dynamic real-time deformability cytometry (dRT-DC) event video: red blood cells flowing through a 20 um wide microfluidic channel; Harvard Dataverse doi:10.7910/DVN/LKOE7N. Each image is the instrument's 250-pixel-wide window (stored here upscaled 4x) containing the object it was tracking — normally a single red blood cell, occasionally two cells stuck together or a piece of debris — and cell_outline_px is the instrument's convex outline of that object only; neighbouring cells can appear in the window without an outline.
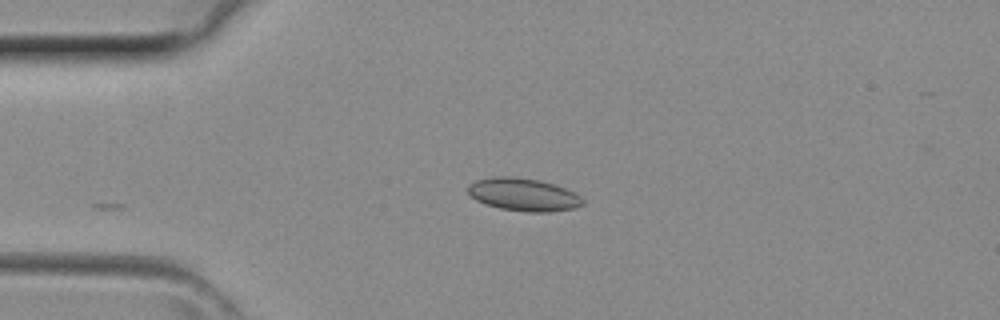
{"species": "common noctule bat (a hibernating species)", "species_latin": "Nyctalus noctula", "temperature_condition": "room temperature", "stored_images_in_passage": 2, "camera_frame_rate_fps": 3000, "um_per_image_px": 0.085, "animal": {"sex": "female", "body_mass_g": 29.2, "forearm_length_mm": 56.3}, "frame": {"image": 1, "passage_image": 2, "time_ms": 0.333, "image_size_px": [1000, 320], "cell_outline_px": [[584, 204], [576, 208], [548, 212], [524, 212], [500, 208], [484, 204], [476, 200], [468, 192], [468, 184], [476, 180], [492, 176], [512, 176], [540, 180], [564, 188], [580, 196], [584, 200]], "centroid_in_image_um": [44.47, 16.54], "position_along_channel_um": 40.5, "area_um2": 22.02}}